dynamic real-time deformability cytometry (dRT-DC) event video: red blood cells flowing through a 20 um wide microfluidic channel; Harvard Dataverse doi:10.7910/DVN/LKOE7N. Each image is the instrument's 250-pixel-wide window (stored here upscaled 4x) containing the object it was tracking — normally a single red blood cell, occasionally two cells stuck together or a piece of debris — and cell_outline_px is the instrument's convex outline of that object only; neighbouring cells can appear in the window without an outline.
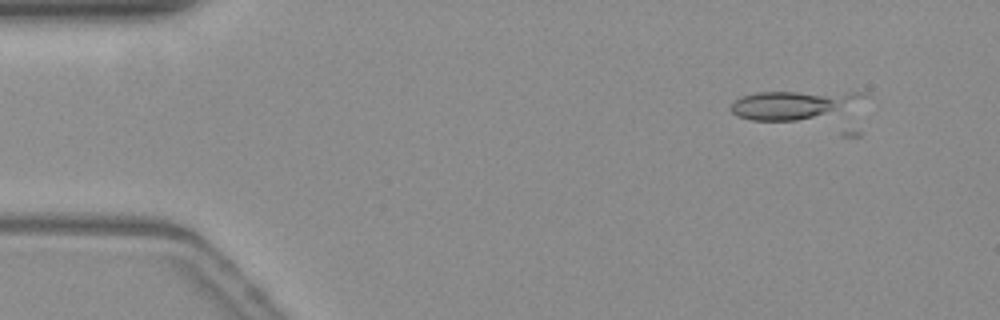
{"species": "common noctule bat (a hibernating species)", "species_latin": "Nyctalus noctula", "temperature_condition": "warm", "stored_images_in_passage": 6, "camera_frame_rate_fps": 3000, "um_per_image_px": 0.085, "animal": {"sex": "female", "body_mass_g": 19.3, "forearm_length_mm": 54.1}, "frame": {"image": 1, "passage_image": 4, "time_ms": 1.0, "image_size_px": [1000, 320], "cell_outline_px": [[872, 96], [812, 116], [796, 120], [752, 120], [736, 116], [728, 108], [740, 96], [756, 92], [868, 92]], "centroid_in_image_um": [67.24, 8.87], "position_along_channel_um": 17.8, "area_um2": 20.98}}